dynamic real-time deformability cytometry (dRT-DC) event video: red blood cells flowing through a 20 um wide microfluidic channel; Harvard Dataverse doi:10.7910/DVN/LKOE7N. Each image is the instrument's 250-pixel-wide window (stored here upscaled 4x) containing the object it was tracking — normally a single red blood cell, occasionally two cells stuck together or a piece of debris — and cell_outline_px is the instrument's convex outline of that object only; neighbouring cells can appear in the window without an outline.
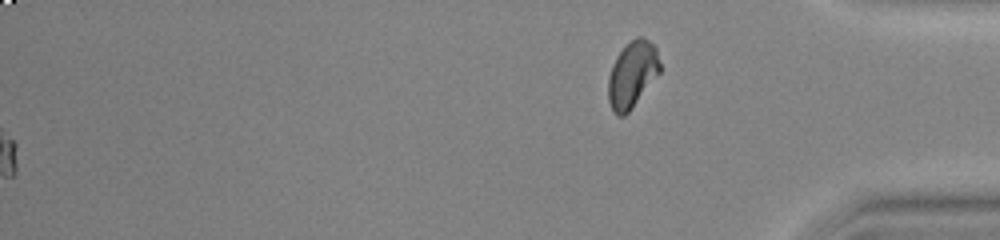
{"species": "common noctule bat (a hibernating species)", "species_latin": "Nyctalus noctula", "temperature_condition": "warm", "stored_images_in_passage": 56, "segment_of_instrument_passage": [2, 2], "camera_frame_rate_fps": 3000, "um_per_image_px": 0.085, "animal": {"sex": "female", "body_mass_g": 23.0, "forearm_length_mm": 53.4}, "frame": {"image": 1, "passage_image": 56, "time_ms": 18.333, "image_size_px": [1000, 240], "cell_outline_px": [[660, 72], [632, 108], [624, 116], [616, 116], [612, 112], [608, 100], [608, 76], [612, 64], [616, 56], [636, 36], [644, 36], [656, 48], [660, 64]], "centroid_in_image_um": [53.72, 6.35], "position_along_channel_um": 381.5, "area_um2": 20.0}}